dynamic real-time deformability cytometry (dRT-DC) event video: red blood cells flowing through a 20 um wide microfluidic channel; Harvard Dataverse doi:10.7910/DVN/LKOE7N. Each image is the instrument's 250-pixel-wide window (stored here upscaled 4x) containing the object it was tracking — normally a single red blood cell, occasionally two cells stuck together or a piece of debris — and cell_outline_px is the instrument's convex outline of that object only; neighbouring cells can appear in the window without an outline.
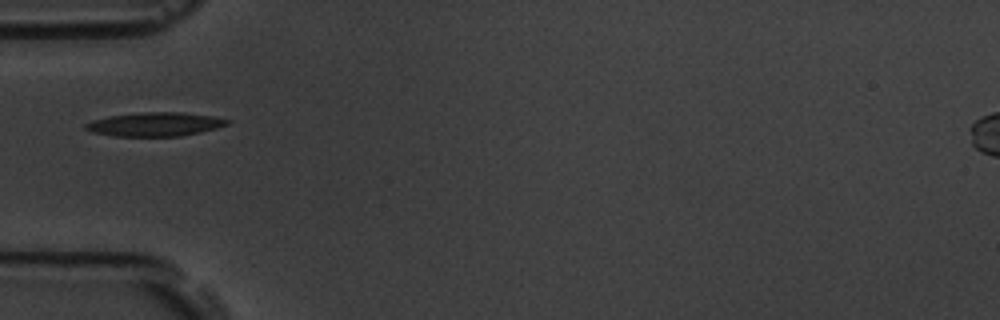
{"species": "common noctule bat (a hibernating species)", "species_latin": "Nyctalus noctula", "temperature_condition": "room temperature", "stored_images_in_passage": 9, "camera_frame_rate_fps": 3000, "um_per_image_px": 0.085, "animal": {"sex": "male", "body_mass_g": 19.5, "forearm_length_mm": 54.6}, "frame": {"image": 1, "passage_image": 1, "time_ms": 0.0, "image_size_px": [1000, 320], "cell_outline_px": [[232, 120], [228, 124], [216, 128], [200, 132], [180, 136], [116, 136], [92, 132], [84, 128], [84, 124], [92, 120], [108, 116], [140, 112], [184, 112], [212, 116]], "centroid_in_image_um": [13.17, 10.55], "position_along_channel_um": 71.8, "area_um2": 19.71}}
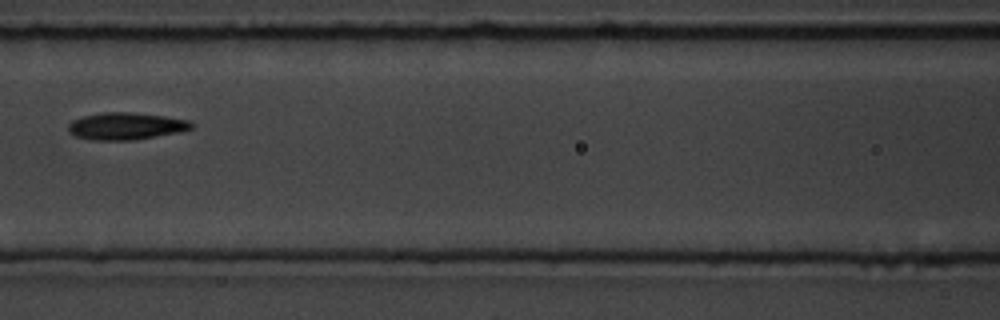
{"frame": {"image": 2, "passage_image": 3, "time_ms": 2.333, "image_size_px": [1000, 320], "cell_outline_px": [[196, 124], [192, 128], [180, 132], [132, 140], [92, 140], [76, 136], [68, 132], [68, 124], [72, 120], [84, 116], [104, 112], [128, 112], [164, 116], [188, 120]], "centroid_in_image_um": [10.7, 10.72], "position_along_channel_um": 155.9, "area_um2": 19.42}}
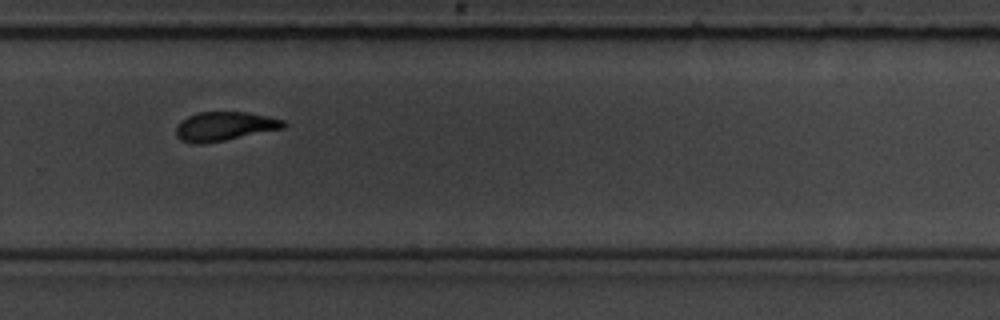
{"frame": {"image": 3, "passage_image": 7, "time_ms": 6.667, "image_size_px": [1000, 320], "cell_outline_px": [[288, 124], [284, 128], [224, 140], [200, 144], [192, 144], [180, 140], [176, 136], [176, 128], [180, 120], [188, 116], [200, 112], [248, 112], [268, 116], [284, 120]], "centroid_in_image_um": [19.07, 10.73], "position_along_channel_um": 310.7, "area_um2": 18.21}}